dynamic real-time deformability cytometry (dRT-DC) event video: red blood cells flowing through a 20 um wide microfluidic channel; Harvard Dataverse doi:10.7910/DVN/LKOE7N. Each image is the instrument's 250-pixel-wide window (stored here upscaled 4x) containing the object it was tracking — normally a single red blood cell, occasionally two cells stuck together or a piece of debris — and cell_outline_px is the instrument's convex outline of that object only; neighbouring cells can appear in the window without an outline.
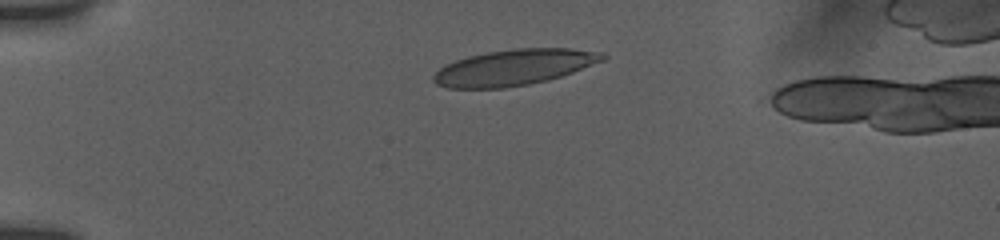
{"species": "human", "species_latin": "Homo sapiens", "temperature_condition": "room temperature", "stored_images_in_passage": 5, "camera_frame_rate_fps": 3000, "um_per_image_px": 0.085, "donor": {"sex": "female"}, "frame": {"image": 1, "passage_image": 2, "time_ms": 0.667, "image_size_px": [1000, 240], "cell_outline_px": [[608, 56], [604, 60], [572, 72], [548, 80], [528, 84], [504, 88], [448, 88], [436, 84], [432, 80], [432, 76], [444, 64], [468, 56], [488, 52], [516, 48], [572, 48], [604, 52]], "centroid_in_image_um": [43.69, 5.72], "position_along_channel_um": 41.3, "area_um2": 35.37}}